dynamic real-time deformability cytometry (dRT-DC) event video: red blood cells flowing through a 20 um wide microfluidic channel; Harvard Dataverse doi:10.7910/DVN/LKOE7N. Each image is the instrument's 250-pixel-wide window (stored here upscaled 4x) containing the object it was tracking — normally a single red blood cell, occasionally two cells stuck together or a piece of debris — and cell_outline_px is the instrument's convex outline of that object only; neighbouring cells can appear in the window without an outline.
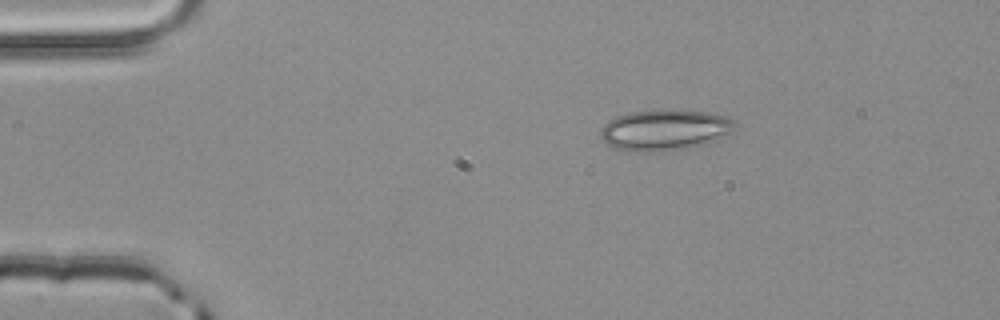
{"species": "common noctule bat (a hibernating species)", "species_latin": "Nyctalus noctula", "temperature_condition": "room temperature", "stored_images_in_passage": 3, "camera_frame_rate_fps": 3000, "um_per_image_px": 0.085, "animal": {"sex": "male", "body_mass_g": 20.4}, "frame": {"image": 1, "passage_image": 3, "time_ms": 0.667, "image_size_px": [1000, 320], "cell_outline_px": [[736, 124], [728, 132], [716, 140], [688, 148], [660, 152], [632, 152], [612, 148], [600, 136], [600, 128], [608, 120], [616, 116], [628, 112], [660, 108], [680, 108], [708, 112], [724, 116], [732, 120]], "centroid_in_image_um": [56.42, 11.02], "position_along_channel_um": 28.6, "area_um2": 32.71}}